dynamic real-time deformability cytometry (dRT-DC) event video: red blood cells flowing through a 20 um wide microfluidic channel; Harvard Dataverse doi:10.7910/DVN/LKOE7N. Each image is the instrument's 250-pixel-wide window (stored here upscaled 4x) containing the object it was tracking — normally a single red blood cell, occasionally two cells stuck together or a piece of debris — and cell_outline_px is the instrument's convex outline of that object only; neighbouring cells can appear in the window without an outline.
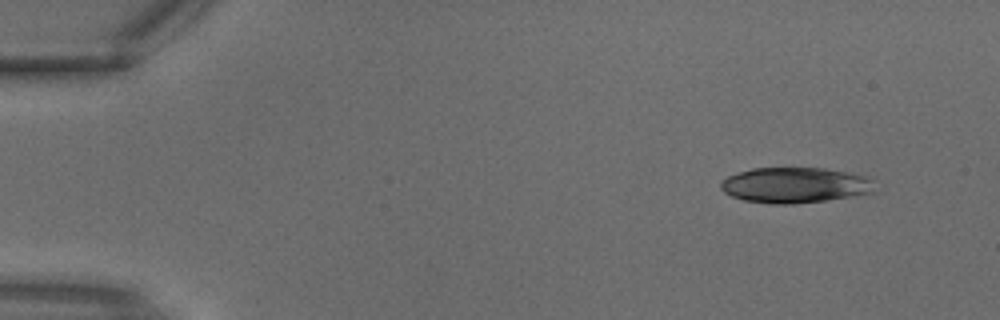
{"species": "common noctule bat (a hibernating species)", "species_latin": "Nyctalus noctula", "temperature_condition": "warm", "stored_images_in_passage": 3, "camera_frame_rate_fps": 3000, "um_per_image_px": 0.085, "animal": {"sex": "male", "body_mass_g": 18.8}, "frame": {"image": 1, "passage_image": 1, "time_ms": 0.0, "image_size_px": [1000, 320], "cell_outline_px": [[872, 192], [828, 200], [792, 204], [772, 204], [744, 200], [732, 196], [724, 192], [720, 188], [720, 184], [728, 176], [752, 168], [824, 168], [872, 176]], "centroid_in_image_um": [67.58, 15.73], "position_along_channel_um": 17.4, "area_um2": 31.79}}